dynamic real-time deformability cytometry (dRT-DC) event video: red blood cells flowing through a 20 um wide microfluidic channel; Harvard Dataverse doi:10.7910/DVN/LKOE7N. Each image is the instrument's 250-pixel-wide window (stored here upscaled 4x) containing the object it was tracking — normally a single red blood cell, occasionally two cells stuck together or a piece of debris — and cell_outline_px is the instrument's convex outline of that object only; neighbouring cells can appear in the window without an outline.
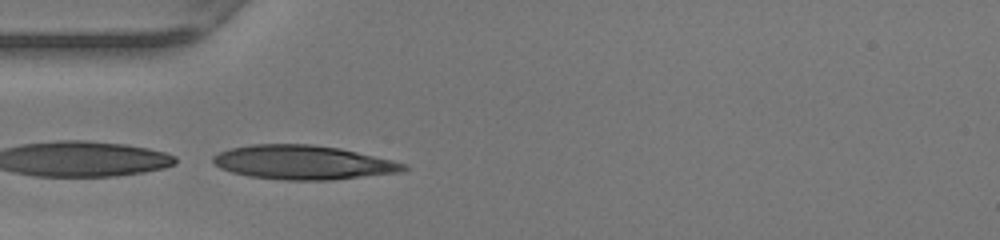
{"species": "human", "species_latin": "Homo sapiens", "temperature_condition": "warm", "stored_images_in_passage": 13, "camera_frame_rate_fps": 3000, "um_per_image_px": 0.085, "donor": {"sex": "female"}, "frame": {"image": 1, "passage_image": 4, "time_ms": 1.0, "image_size_px": [1000, 240], "cell_outline_px": [[408, 168], [404, 172], [332, 180], [284, 180], [248, 176], [232, 172], [220, 168], [212, 164], [212, 156], [220, 152], [232, 148], [252, 144], [312, 144], [340, 148], [392, 160], [408, 164]], "centroid_in_image_um": [25.78, 13.81], "position_along_channel_um": 59.2, "area_um2": 38.09}}
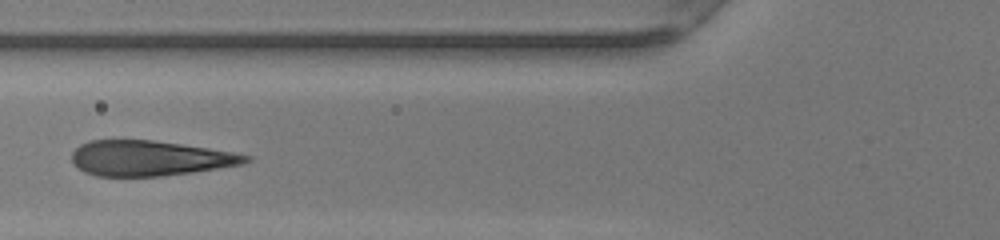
{"frame": {"image": 2, "passage_image": 8, "time_ms": 2.333, "image_size_px": [1000, 240], "cell_outline_px": [[252, 160], [244, 164], [192, 172], [160, 176], [96, 176], [84, 172], [72, 164], [72, 152], [80, 144], [88, 140], [152, 140], [208, 148], [232, 152], [252, 156]], "centroid_in_image_um": [12.7, 13.45], "position_along_channel_um": 113.1, "area_um2": 35.72}}